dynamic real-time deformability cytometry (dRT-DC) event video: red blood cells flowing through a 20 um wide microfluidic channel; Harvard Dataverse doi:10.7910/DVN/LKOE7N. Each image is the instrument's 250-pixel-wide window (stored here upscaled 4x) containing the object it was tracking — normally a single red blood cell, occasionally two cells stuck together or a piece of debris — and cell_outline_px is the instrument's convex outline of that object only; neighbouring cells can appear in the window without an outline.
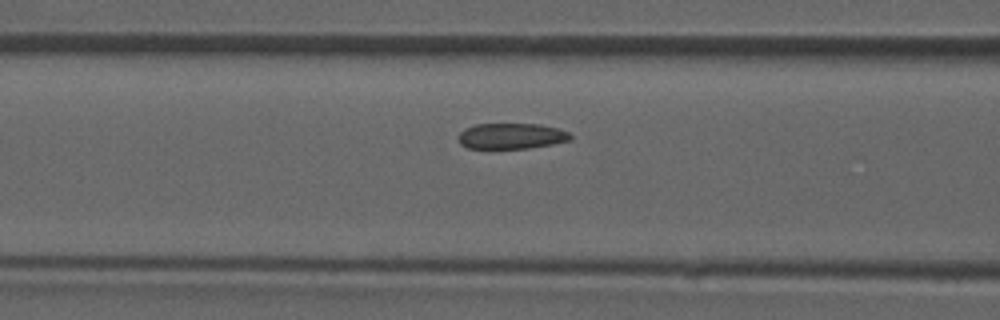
{"species": "common noctule bat (a hibernating species)", "species_latin": "Nyctalus noctula", "temperature_condition": "room temperature", "stored_images_in_passage": 47, "camera_frame_rate_fps": 3000, "um_per_image_px": 0.085, "animal": {"sex": "male", "forearm_length_mm": 52.5}, "frame": {"image": 1, "passage_image": 18, "time_ms": 5.667, "image_size_px": [1000, 320], "cell_outline_px": [[572, 136], [568, 140], [552, 144], [528, 148], [468, 148], [460, 144], [460, 132], [464, 128], [476, 124], [540, 124], [556, 128], [568, 132]], "centroid_in_image_um": [43.45, 11.56], "position_along_channel_um": 123.2, "area_um2": 16.59}}